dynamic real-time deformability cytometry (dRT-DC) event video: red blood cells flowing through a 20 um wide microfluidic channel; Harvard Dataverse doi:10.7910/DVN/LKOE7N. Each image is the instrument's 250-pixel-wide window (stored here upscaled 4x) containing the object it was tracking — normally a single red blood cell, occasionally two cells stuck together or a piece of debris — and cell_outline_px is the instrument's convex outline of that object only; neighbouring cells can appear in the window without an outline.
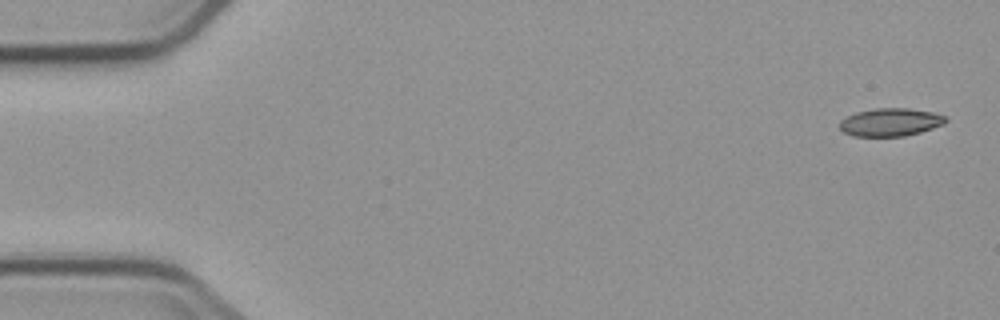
{"species": "common noctule bat (a hibernating species)", "species_latin": "Nyctalus noctula", "temperature_condition": "cold", "stored_images_in_passage": 5, "camera_frame_rate_fps": 3000, "um_per_image_px": 0.085, "animal": {"sex": "male", "body_mass_g": 23.1, "forearm_length_mm": 52.7}, "frame": {"image": 1, "passage_image": 1, "time_ms": 0.0, "image_size_px": [1000, 320], "cell_outline_px": [[948, 120], [944, 124], [920, 132], [904, 136], [852, 136], [844, 132], [840, 128], [840, 120], [856, 112], [876, 108], [908, 108], [932, 112], [944, 116]], "centroid_in_image_um": [75.68, 10.38], "position_along_channel_um": 9.3, "area_um2": 17.17}}
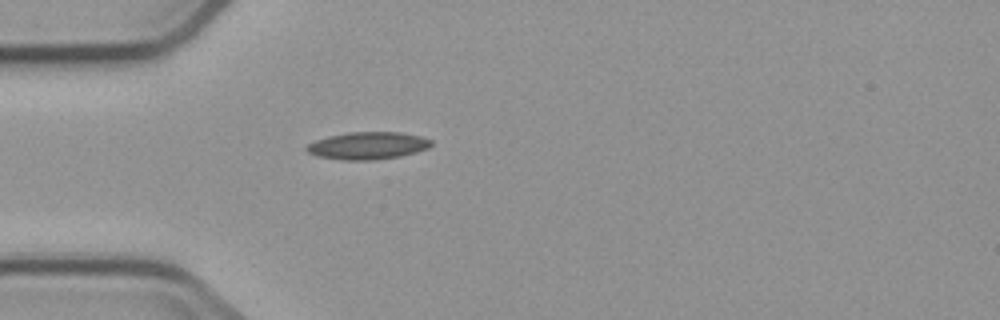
{"frame": {"image": 2, "passage_image": 5, "time_ms": 4.667, "image_size_px": [1000, 320], "cell_outline_px": [[432, 144], [428, 148], [416, 152], [400, 156], [372, 160], [344, 160], [320, 156], [308, 152], [304, 148], [308, 144], [316, 140], [328, 136], [348, 132], [400, 132], [420, 136], [432, 140]], "centroid_in_image_um": [31.27, 12.37], "position_along_channel_um": 53.7, "area_um2": 19.77}}